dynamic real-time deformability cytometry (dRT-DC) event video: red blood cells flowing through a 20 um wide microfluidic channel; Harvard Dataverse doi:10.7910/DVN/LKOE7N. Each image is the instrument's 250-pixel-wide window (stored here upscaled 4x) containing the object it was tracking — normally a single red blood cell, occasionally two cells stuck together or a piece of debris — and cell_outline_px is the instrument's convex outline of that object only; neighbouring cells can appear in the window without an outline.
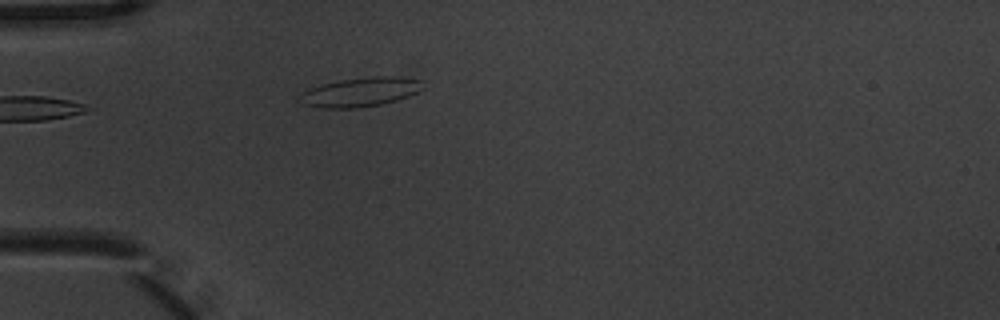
{"species": "common noctule bat (a hibernating species)", "species_latin": "Nyctalus noctula", "temperature_condition": "warm", "stored_images_in_passage": 4, "camera_frame_rate_fps": 3000, "um_per_image_px": 0.085, "animal": {"sex": "male", "body_mass_g": 20.1, "forearm_length_mm": 53.5}, "frame": {"image": 1, "passage_image": 4, "time_ms": 1.0, "image_size_px": [1000, 320], "cell_outline_px": [[424, 88], [408, 96], [396, 100], [380, 104], [356, 108], [320, 108], [304, 104], [296, 100], [308, 88], [340, 80], [372, 76], [396, 76], [420, 80]], "centroid_in_image_um": [30.61, 7.82], "position_along_channel_um": 54.4, "area_um2": 20.81}}